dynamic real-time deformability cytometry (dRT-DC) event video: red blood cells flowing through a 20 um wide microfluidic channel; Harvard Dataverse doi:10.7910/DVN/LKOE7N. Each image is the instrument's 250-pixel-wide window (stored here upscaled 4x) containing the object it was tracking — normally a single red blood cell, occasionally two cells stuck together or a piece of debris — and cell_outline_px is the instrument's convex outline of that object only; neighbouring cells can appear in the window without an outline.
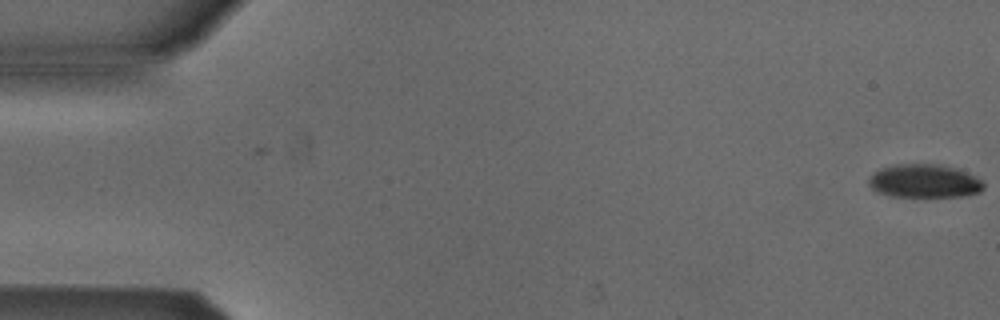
{"species": "Egyptian fruit bat (a non-hibernating species)", "species_latin": "Rousettus aegyptiacus", "temperature_condition": "cold", "stored_images_in_passage": 6, "camera_frame_rate_fps": 3000, "um_per_image_px": 0.085, "animal": {"sex": "male"}, "frame": {"image": 1, "passage_image": 1, "time_ms": 0.0, "image_size_px": [1000, 320], "cell_outline_px": [[984, 188], [980, 192], [964, 196], [888, 196], [876, 192], [868, 184], [868, 180], [872, 172], [880, 168], [896, 164], [936, 164], [956, 168], [976, 176], [984, 180]], "centroid_in_image_um": [78.56, 15.39], "position_along_channel_um": 6.4, "area_um2": 22.6}}
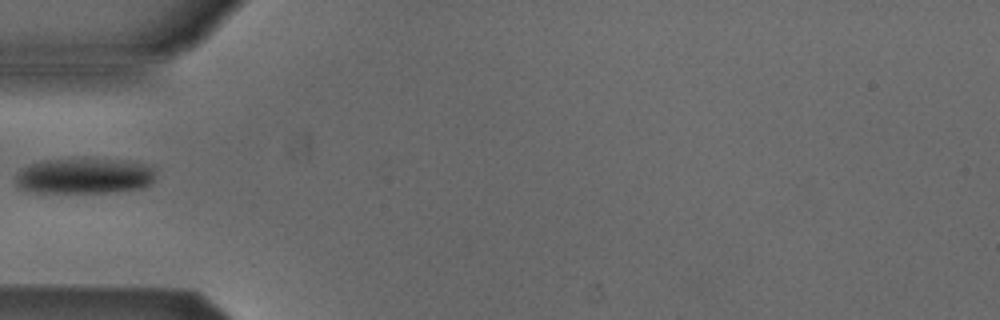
{"frame": {"image": 2, "passage_image": 5, "time_ms": 1.333, "image_size_px": [1000, 320], "cell_outline_px": [[156, 176], [152, 184], [144, 188], [112, 192], [32, 192], [16, 188], [16, 172], [32, 164], [44, 160], [84, 156], [120, 160], [140, 164], [156, 168]], "centroid_in_image_um": [7.18, 14.93], "position_along_channel_um": 77.8, "area_um2": 30.0}}